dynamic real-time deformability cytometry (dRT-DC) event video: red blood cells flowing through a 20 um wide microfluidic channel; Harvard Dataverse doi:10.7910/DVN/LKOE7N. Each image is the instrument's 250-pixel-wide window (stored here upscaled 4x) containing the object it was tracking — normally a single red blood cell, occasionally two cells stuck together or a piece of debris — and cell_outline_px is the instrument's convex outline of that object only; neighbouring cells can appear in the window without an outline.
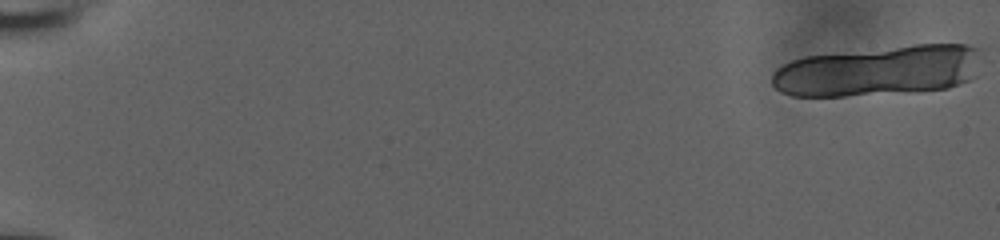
{"species": "human", "species_latin": "Homo sapiens", "temperature_condition": "room temperature", "stored_images_in_passage": 23, "camera_frame_rate_fps": 3000, "um_per_image_px": 0.085, "donor": {"sex": "male"}, "frame": {"image": 1, "passage_image": 1, "time_ms": 0.0, "image_size_px": [1000, 240], "cell_outline_px": [[984, 52], [976, 76], [960, 84], [948, 88], [916, 92], [844, 96], [792, 96], [780, 92], [772, 84], [772, 72], [776, 68], [792, 60], [804, 56], [916, 44], [968, 44], [984, 48]], "centroid_in_image_um": [74.76, 6.01], "position_along_channel_um": 10.2, "area_um2": 62.66}}
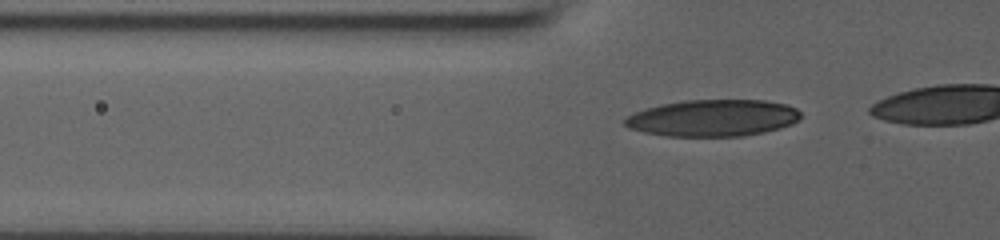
{"frame": {"image": 2, "passage_image": 19, "time_ms": 6.0, "image_size_px": [1000, 240], "cell_outline_px": [[800, 120], [792, 124], [780, 128], [764, 132], [744, 136], [668, 136], [644, 132], [628, 128], [624, 124], [624, 116], [660, 104], [684, 100], [764, 100], [784, 104], [796, 108], [800, 112]], "centroid_in_image_um": [60.59, 10.03], "position_along_channel_um": 65.2, "area_um2": 37.74}}